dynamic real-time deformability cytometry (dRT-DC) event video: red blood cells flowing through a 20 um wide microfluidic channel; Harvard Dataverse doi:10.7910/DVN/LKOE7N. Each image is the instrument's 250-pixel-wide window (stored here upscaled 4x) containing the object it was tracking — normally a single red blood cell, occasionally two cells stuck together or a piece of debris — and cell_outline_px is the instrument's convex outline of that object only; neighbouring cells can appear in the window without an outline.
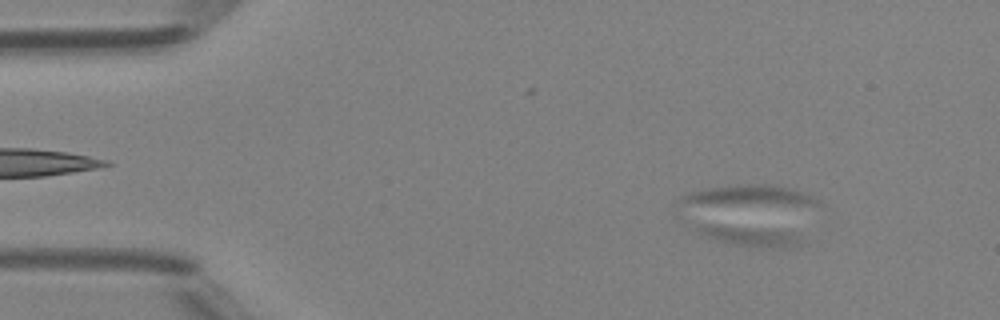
{"species": "Egyptian fruit bat (a non-hibernating species)", "species_latin": "Rousettus aegyptiacus", "temperature_condition": "room temperature", "stored_images_in_passage": 55, "segment_of_instrument_passage": [1, 2], "camera_frame_rate_fps": 3000, "um_per_image_px": 0.085, "animal": {"sex": "female"}, "frame": {"image": 1, "passage_image": 7, "time_ms": 2.0, "image_size_px": [1000, 320], "cell_outline_px": [[804, 236], [800, 244], [776, 248], [768, 248], [736, 244], [720, 240], [708, 236], [696, 228], [700, 224], [708, 224], [792, 232]], "centroid_in_image_um": [63.87, 20.07], "position_along_channel_um": 21.1, "area_um2": 11.39}}